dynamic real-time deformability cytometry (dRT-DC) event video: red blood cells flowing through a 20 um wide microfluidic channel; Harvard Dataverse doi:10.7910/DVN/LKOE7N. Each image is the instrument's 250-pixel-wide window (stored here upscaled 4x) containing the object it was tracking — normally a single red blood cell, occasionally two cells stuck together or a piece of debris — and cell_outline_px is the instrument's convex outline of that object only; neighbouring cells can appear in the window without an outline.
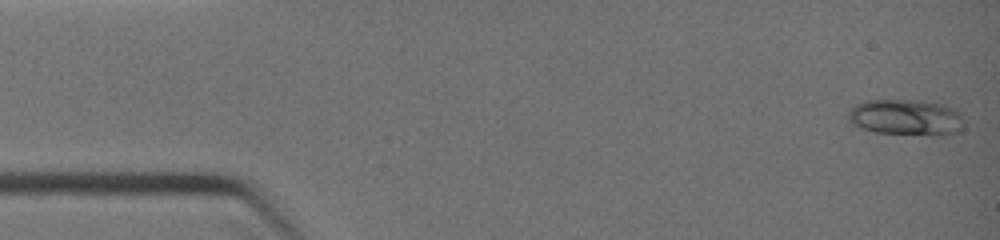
{"species": "common noctule bat (a hibernating species)", "species_latin": "Nyctalus noctula", "temperature_condition": "warm", "stored_images_in_passage": 29, "camera_frame_rate_fps": 3000, "um_per_image_px": 0.085, "animal": {"sex": "female", "body_mass_g": 19.0, "forearm_length_mm": 51.5}, "frame": {"image": 1, "passage_image": 1, "time_ms": 0.0, "image_size_px": [1000, 240], "cell_outline_px": [[964, 120], [960, 132], [944, 136], [932, 136], [876, 132], [852, 124], [848, 120], [848, 112], [856, 104], [864, 100], [920, 100], [940, 104], [956, 108], [960, 112]], "centroid_in_image_um": [77.07, 9.99], "position_along_channel_um": 7.9, "area_um2": 24.74}}
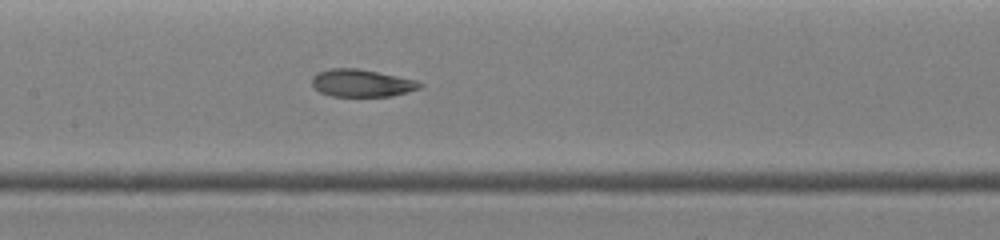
{"frame": {"image": 2, "passage_image": 13, "time_ms": 5.667, "image_size_px": [1000, 240], "cell_outline_px": [[424, 84], [420, 88], [408, 92], [392, 96], [332, 96], [320, 92], [312, 84], [312, 76], [316, 72], [328, 68], [356, 68], [416, 80]], "centroid_in_image_um": [30.72, 7.06], "position_along_channel_um": 176.7, "area_um2": 17.22}}
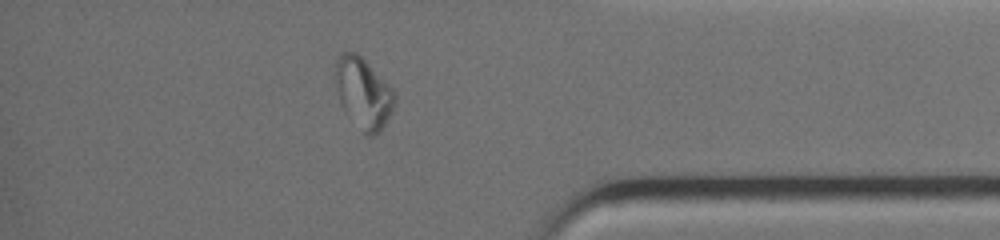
{"frame": {"image": 3, "passage_image": 25, "time_ms": 10.333, "image_size_px": [1000, 240], "cell_outline_px": [[396, 104], [380, 132], [372, 136], [368, 136], [364, 132], [340, 104], [336, 88], [336, 60], [340, 52], [356, 52], [392, 88], [396, 96]], "centroid_in_image_um": [30.9, 7.9], "position_along_channel_um": 404.3, "area_um2": 23.93}}